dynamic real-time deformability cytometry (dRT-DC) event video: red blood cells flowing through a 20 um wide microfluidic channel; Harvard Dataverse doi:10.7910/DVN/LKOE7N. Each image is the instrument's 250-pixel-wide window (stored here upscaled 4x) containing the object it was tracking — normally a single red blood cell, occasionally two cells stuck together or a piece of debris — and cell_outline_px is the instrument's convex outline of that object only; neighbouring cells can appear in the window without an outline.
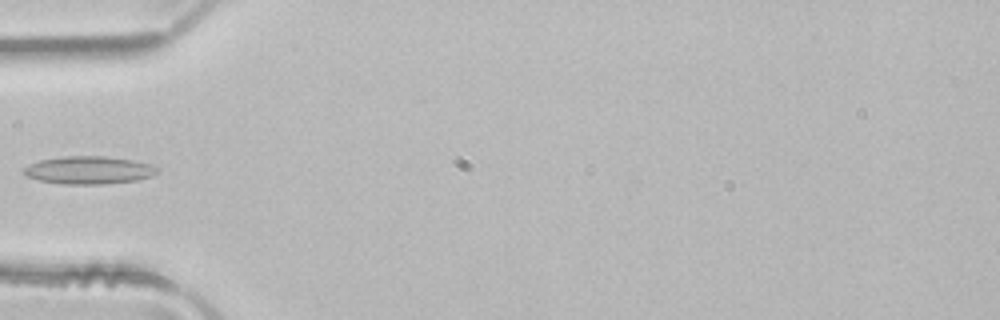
{"species": "common noctule bat (a hibernating species)", "species_latin": "Nyctalus noctula", "temperature_condition": "room temperature", "stored_images_in_passage": 5, "camera_frame_rate_fps": 3000, "um_per_image_px": 0.085, "animal": {"sex": "male", "body_mass_g": 21.5, "forearm_length_mm": 52.0}, "frame": {"image": 1, "passage_image": 4, "time_ms": 1.0, "image_size_px": [1000, 320], "cell_outline_px": [[160, 168], [152, 176], [136, 180], [100, 184], [64, 184], [40, 180], [28, 176], [24, 172], [24, 168], [28, 164], [40, 160], [60, 156], [104, 156], [132, 160], [152, 164]], "centroid_in_image_um": [7.57, 14.45], "position_along_channel_um": 77.4, "area_um2": 21.5}}
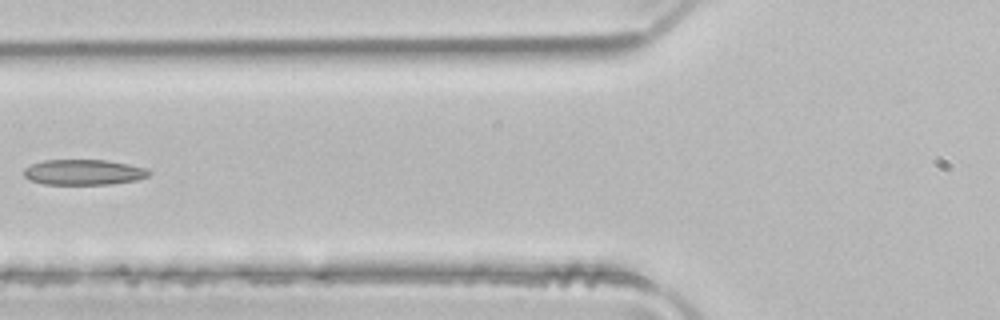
{"frame": {"image": 2, "passage_image": 5, "time_ms": 1.333, "image_size_px": [1000, 320], "cell_outline_px": [[152, 172], [148, 176], [136, 180], [108, 184], [44, 184], [28, 180], [24, 176], [24, 168], [32, 164], [44, 160], [108, 160], [148, 168]], "centroid_in_image_um": [7.11, 14.63], "position_along_channel_um": 118.7, "area_um2": 18.61}}